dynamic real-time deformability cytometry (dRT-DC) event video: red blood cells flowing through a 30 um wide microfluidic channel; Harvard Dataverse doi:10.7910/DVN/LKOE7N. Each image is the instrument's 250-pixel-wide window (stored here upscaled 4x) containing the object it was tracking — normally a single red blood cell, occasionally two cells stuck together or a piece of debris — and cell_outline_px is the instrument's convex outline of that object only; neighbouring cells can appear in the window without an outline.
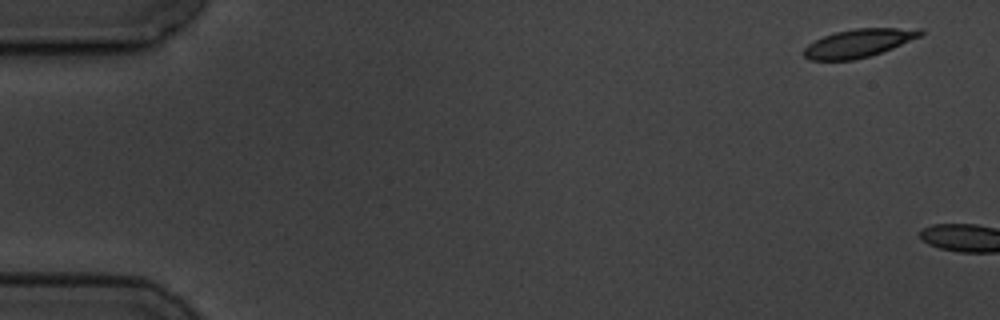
{"species": "common noctule bat (a hibernating species)", "species_latin": "Nyctalus noctula", "temperature_condition": "cold", "stored_images_in_passage": 2, "camera_frame_rate_fps": 3000, "um_per_image_px": 0.085, "animal": {"sex": "male", "body_mass_g": 19.5, "forearm_length_mm": 54.6}, "frame": {"image": 1, "passage_image": 1, "time_ms": 0.0, "image_size_px": [1000, 320], "cell_outline_px": [[924, 32], [920, 36], [892, 48], [868, 56], [852, 60], [808, 60], [804, 56], [804, 48], [808, 44], [824, 36], [836, 32], [856, 28], [924, 28]], "centroid_in_image_um": [72.99, 3.66], "position_along_channel_um": 12.0, "area_um2": 18.96}}